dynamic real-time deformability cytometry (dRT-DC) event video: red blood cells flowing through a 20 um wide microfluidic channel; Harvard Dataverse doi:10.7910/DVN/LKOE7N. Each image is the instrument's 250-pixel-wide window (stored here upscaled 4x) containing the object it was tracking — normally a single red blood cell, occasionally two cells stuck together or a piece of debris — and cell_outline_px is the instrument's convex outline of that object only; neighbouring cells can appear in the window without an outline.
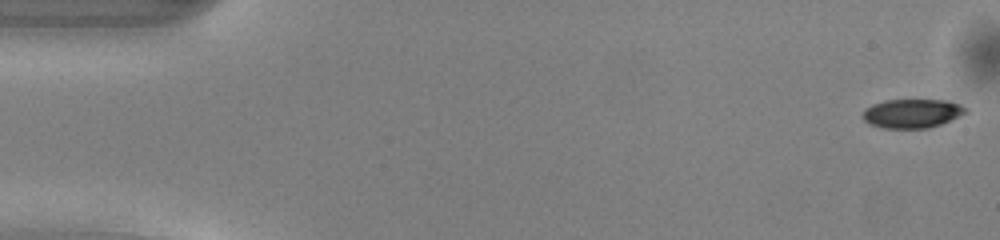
{"species": "common noctule bat (a hibernating species)", "species_latin": "Nyctalus noctula", "temperature_condition": "warm", "stored_images_in_passage": 50, "camera_frame_rate_fps": 3000, "um_per_image_px": 0.085, "animal": {"sex": "male", "body_mass_g": 13.0, "forearm_length_mm": 53.1}, "frame": {"image": 1, "passage_image": 1, "time_ms": 0.0, "image_size_px": [1000, 240], "cell_outline_px": [[968, 112], [940, 124], [928, 128], [884, 128], [868, 124], [860, 116], [864, 108], [872, 104], [884, 100], [948, 100], [960, 104], [968, 108]], "centroid_in_image_um": [77.49, 9.63], "position_along_channel_um": 7.5, "area_um2": 17.57}}
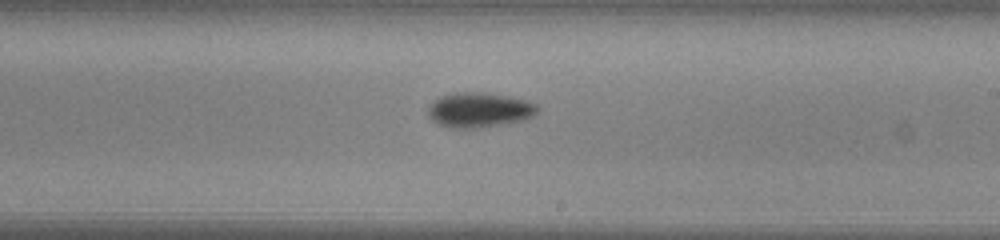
{"frame": {"image": 2, "passage_image": 29, "time_ms": 9.333, "image_size_px": [1000, 240], "cell_outline_px": [[540, 108], [532, 116], [524, 120], [476, 128], [452, 128], [440, 124], [432, 120], [428, 116], [428, 108], [440, 96], [456, 92], [488, 92], [528, 100], [536, 104]], "centroid_in_image_um": [40.76, 9.33], "position_along_channel_um": 248.2, "area_um2": 22.2}}
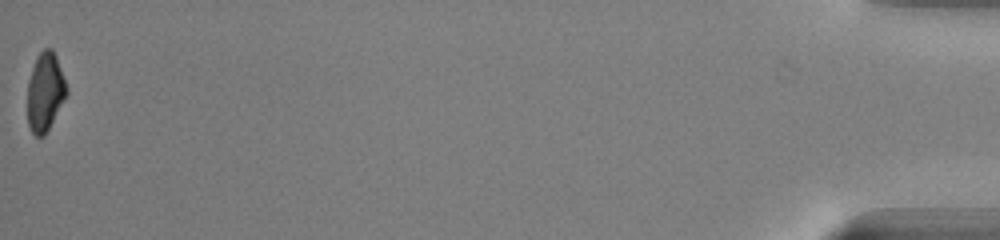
{"frame": {"image": 3, "passage_image": 50, "time_ms": 16.333, "image_size_px": [1000, 240], "cell_outline_px": [[68, 92], [44, 136], [36, 136], [32, 132], [28, 124], [28, 80], [36, 56], [44, 48], [52, 48], [56, 56], [68, 88]], "centroid_in_image_um": [3.83, 7.78], "position_along_channel_um": 431.4, "area_um2": 17.74}, "authors_computed_cell_mechanics": {"area_um2": 19.3052, "velocity_mm_per_s": 4.1261, "shape_relaxation_time_tau1_ms": 2.0917, "shape_relaxation_time_tau2_ms": null, "deformation_change_tau1": 0.1072, "deformation_change_tau2": null}}